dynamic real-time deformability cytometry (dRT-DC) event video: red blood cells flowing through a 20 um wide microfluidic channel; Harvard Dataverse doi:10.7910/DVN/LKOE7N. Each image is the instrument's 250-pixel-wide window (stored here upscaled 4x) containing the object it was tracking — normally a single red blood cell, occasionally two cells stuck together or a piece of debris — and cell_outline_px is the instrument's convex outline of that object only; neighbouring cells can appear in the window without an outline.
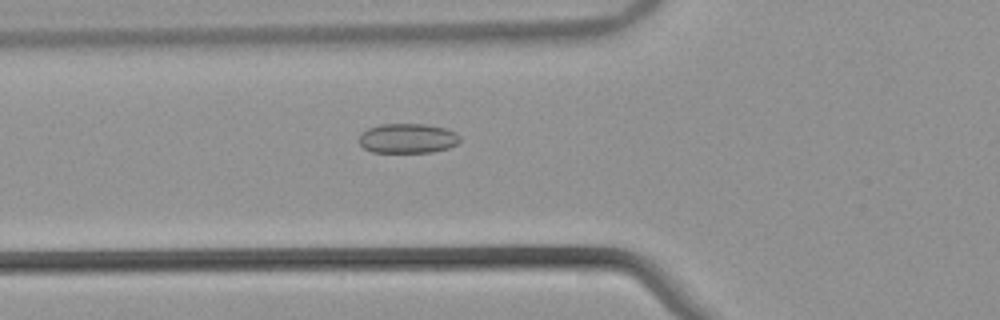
{"species": "common noctule bat (a hibernating species)", "species_latin": "Nyctalus noctula", "temperature_condition": "warm", "stored_images_in_passage": 44, "camera_frame_rate_fps": 3000, "um_per_image_px": 0.085, "animal": {"sex": "male", "body_mass_g": 21.5, "forearm_length_mm": 52.0}, "frame": {"image": 1, "passage_image": 10, "time_ms": 3.0, "image_size_px": [1000, 320], "cell_outline_px": [[460, 140], [456, 144], [448, 148], [432, 152], [372, 152], [364, 148], [360, 144], [360, 132], [368, 128], [380, 124], [424, 124], [448, 128], [456, 132], [460, 136]], "centroid_in_image_um": [34.66, 11.75], "position_along_channel_um": 91.1, "area_um2": 17.57}}
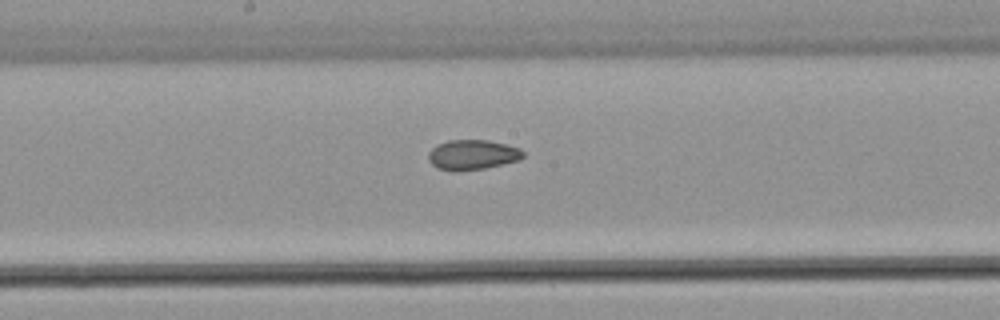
{"frame": {"image": 2, "passage_image": 19, "time_ms": 6.0, "image_size_px": [1000, 320], "cell_outline_px": [[524, 156], [520, 160], [484, 168], [452, 172], [440, 168], [432, 164], [428, 160], [428, 152], [436, 144], [448, 140], [488, 140], [520, 148], [524, 152]], "centroid_in_image_um": [40.14, 13.15], "position_along_channel_um": 208.1, "area_um2": 16.59}}
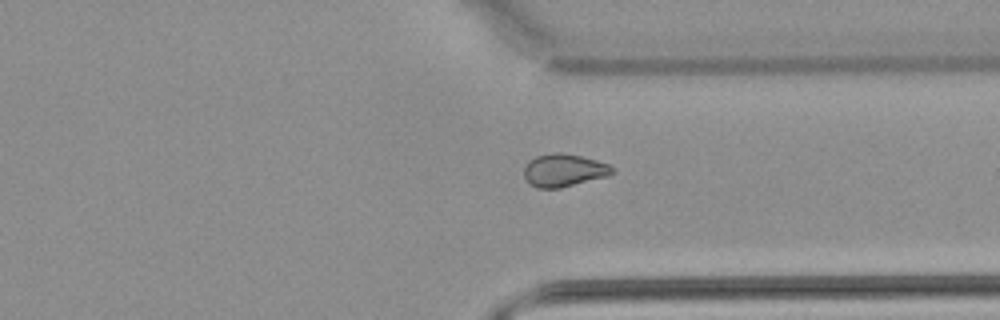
{"frame": {"image": 3, "passage_image": 31, "time_ms": 10.0, "image_size_px": [1000, 320], "cell_outline_px": [[612, 172], [608, 176], [560, 188], [536, 188], [524, 176], [524, 168], [528, 160], [536, 156], [552, 152], [564, 152], [596, 160], [608, 164], [612, 168]], "centroid_in_image_um": [47.9, 14.46], "position_along_channel_um": 363.5, "area_um2": 16.76}, "authors_computed_cell_mechanics": {"area_um2": 16.9932, "velocity_mm_per_s": 3.8813, "shape_relaxation_time_tau1_ms": null, "shape_relaxation_time_tau2_ms": 2.3947, "deformation_change_tau1": null, "deformation_change_tau2": 0.0653}}